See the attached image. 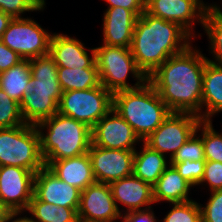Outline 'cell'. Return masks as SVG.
Returning a JSON list of instances; mask_svg holds the SVG:
<instances>
[{"label": "cell", "mask_w": 222, "mask_h": 222, "mask_svg": "<svg viewBox=\"0 0 222 222\" xmlns=\"http://www.w3.org/2000/svg\"><path fill=\"white\" fill-rule=\"evenodd\" d=\"M25 124L21 112L19 103L11 99L0 88V129L12 128Z\"/></svg>", "instance_id": "cell-29"}, {"label": "cell", "mask_w": 222, "mask_h": 222, "mask_svg": "<svg viewBox=\"0 0 222 222\" xmlns=\"http://www.w3.org/2000/svg\"><path fill=\"white\" fill-rule=\"evenodd\" d=\"M113 109L132 127L141 142L171 114L148 80L138 88L114 93Z\"/></svg>", "instance_id": "cell-4"}, {"label": "cell", "mask_w": 222, "mask_h": 222, "mask_svg": "<svg viewBox=\"0 0 222 222\" xmlns=\"http://www.w3.org/2000/svg\"><path fill=\"white\" fill-rule=\"evenodd\" d=\"M138 17L123 7H108L103 16V44L130 48Z\"/></svg>", "instance_id": "cell-19"}, {"label": "cell", "mask_w": 222, "mask_h": 222, "mask_svg": "<svg viewBox=\"0 0 222 222\" xmlns=\"http://www.w3.org/2000/svg\"><path fill=\"white\" fill-rule=\"evenodd\" d=\"M29 63L31 80L19 107L24 122L36 125L58 112L63 91L58 81V67L49 54L30 59Z\"/></svg>", "instance_id": "cell-3"}, {"label": "cell", "mask_w": 222, "mask_h": 222, "mask_svg": "<svg viewBox=\"0 0 222 222\" xmlns=\"http://www.w3.org/2000/svg\"><path fill=\"white\" fill-rule=\"evenodd\" d=\"M207 57L189 45L170 56L148 78L171 112L192 113L201 118L203 73Z\"/></svg>", "instance_id": "cell-1"}, {"label": "cell", "mask_w": 222, "mask_h": 222, "mask_svg": "<svg viewBox=\"0 0 222 222\" xmlns=\"http://www.w3.org/2000/svg\"><path fill=\"white\" fill-rule=\"evenodd\" d=\"M201 131L205 160L222 163V133L216 132L211 121L201 120L196 133Z\"/></svg>", "instance_id": "cell-28"}, {"label": "cell", "mask_w": 222, "mask_h": 222, "mask_svg": "<svg viewBox=\"0 0 222 222\" xmlns=\"http://www.w3.org/2000/svg\"><path fill=\"white\" fill-rule=\"evenodd\" d=\"M195 132L175 153L169 162H182L184 160H205L203 140Z\"/></svg>", "instance_id": "cell-31"}, {"label": "cell", "mask_w": 222, "mask_h": 222, "mask_svg": "<svg viewBox=\"0 0 222 222\" xmlns=\"http://www.w3.org/2000/svg\"><path fill=\"white\" fill-rule=\"evenodd\" d=\"M205 161H190L184 160L182 162H168L173 165L178 173L192 186L199 185L204 175Z\"/></svg>", "instance_id": "cell-33"}, {"label": "cell", "mask_w": 222, "mask_h": 222, "mask_svg": "<svg viewBox=\"0 0 222 222\" xmlns=\"http://www.w3.org/2000/svg\"><path fill=\"white\" fill-rule=\"evenodd\" d=\"M100 84L112 94L142 86L148 78L138 68L130 48L102 45L95 48ZM128 74L137 80L127 83Z\"/></svg>", "instance_id": "cell-6"}, {"label": "cell", "mask_w": 222, "mask_h": 222, "mask_svg": "<svg viewBox=\"0 0 222 222\" xmlns=\"http://www.w3.org/2000/svg\"><path fill=\"white\" fill-rule=\"evenodd\" d=\"M33 195L40 201L78 211L81 190L60 180L47 166L35 173Z\"/></svg>", "instance_id": "cell-16"}, {"label": "cell", "mask_w": 222, "mask_h": 222, "mask_svg": "<svg viewBox=\"0 0 222 222\" xmlns=\"http://www.w3.org/2000/svg\"><path fill=\"white\" fill-rule=\"evenodd\" d=\"M58 81L63 92L69 90H86L100 85L97 68L58 67Z\"/></svg>", "instance_id": "cell-26"}, {"label": "cell", "mask_w": 222, "mask_h": 222, "mask_svg": "<svg viewBox=\"0 0 222 222\" xmlns=\"http://www.w3.org/2000/svg\"><path fill=\"white\" fill-rule=\"evenodd\" d=\"M113 108V94L101 84L86 90L63 92L58 113L86 124L91 129Z\"/></svg>", "instance_id": "cell-8"}, {"label": "cell", "mask_w": 222, "mask_h": 222, "mask_svg": "<svg viewBox=\"0 0 222 222\" xmlns=\"http://www.w3.org/2000/svg\"><path fill=\"white\" fill-rule=\"evenodd\" d=\"M163 222H202L200 203L193 200L173 203V208L165 216Z\"/></svg>", "instance_id": "cell-30"}, {"label": "cell", "mask_w": 222, "mask_h": 222, "mask_svg": "<svg viewBox=\"0 0 222 222\" xmlns=\"http://www.w3.org/2000/svg\"><path fill=\"white\" fill-rule=\"evenodd\" d=\"M92 144L108 149L133 150L141 141L132 127L112 108L91 129Z\"/></svg>", "instance_id": "cell-15"}, {"label": "cell", "mask_w": 222, "mask_h": 222, "mask_svg": "<svg viewBox=\"0 0 222 222\" xmlns=\"http://www.w3.org/2000/svg\"><path fill=\"white\" fill-rule=\"evenodd\" d=\"M133 150L108 149L91 143L88 154L96 182L110 184L132 175Z\"/></svg>", "instance_id": "cell-13"}, {"label": "cell", "mask_w": 222, "mask_h": 222, "mask_svg": "<svg viewBox=\"0 0 222 222\" xmlns=\"http://www.w3.org/2000/svg\"><path fill=\"white\" fill-rule=\"evenodd\" d=\"M109 185L120 213L123 211H120L117 203L127 207L125 213L146 210L152 208L150 205L154 204L152 186L133 174L113 181Z\"/></svg>", "instance_id": "cell-18"}, {"label": "cell", "mask_w": 222, "mask_h": 222, "mask_svg": "<svg viewBox=\"0 0 222 222\" xmlns=\"http://www.w3.org/2000/svg\"><path fill=\"white\" fill-rule=\"evenodd\" d=\"M108 7H123L139 17L145 11L146 0H105Z\"/></svg>", "instance_id": "cell-37"}, {"label": "cell", "mask_w": 222, "mask_h": 222, "mask_svg": "<svg viewBox=\"0 0 222 222\" xmlns=\"http://www.w3.org/2000/svg\"><path fill=\"white\" fill-rule=\"evenodd\" d=\"M35 173L16 166L0 167V201L12 212L23 213L33 197Z\"/></svg>", "instance_id": "cell-11"}, {"label": "cell", "mask_w": 222, "mask_h": 222, "mask_svg": "<svg viewBox=\"0 0 222 222\" xmlns=\"http://www.w3.org/2000/svg\"><path fill=\"white\" fill-rule=\"evenodd\" d=\"M201 26L204 27L205 33L210 39V50L214 56V60L207 58V61L222 67V19L213 9H210Z\"/></svg>", "instance_id": "cell-27"}, {"label": "cell", "mask_w": 222, "mask_h": 222, "mask_svg": "<svg viewBox=\"0 0 222 222\" xmlns=\"http://www.w3.org/2000/svg\"><path fill=\"white\" fill-rule=\"evenodd\" d=\"M23 59L0 40V73L17 65Z\"/></svg>", "instance_id": "cell-36"}, {"label": "cell", "mask_w": 222, "mask_h": 222, "mask_svg": "<svg viewBox=\"0 0 222 222\" xmlns=\"http://www.w3.org/2000/svg\"><path fill=\"white\" fill-rule=\"evenodd\" d=\"M201 120L211 121V117L222 111V67L206 61L202 85Z\"/></svg>", "instance_id": "cell-22"}, {"label": "cell", "mask_w": 222, "mask_h": 222, "mask_svg": "<svg viewBox=\"0 0 222 222\" xmlns=\"http://www.w3.org/2000/svg\"><path fill=\"white\" fill-rule=\"evenodd\" d=\"M122 218L125 222H157L154 211L151 208L127 213L123 212Z\"/></svg>", "instance_id": "cell-38"}, {"label": "cell", "mask_w": 222, "mask_h": 222, "mask_svg": "<svg viewBox=\"0 0 222 222\" xmlns=\"http://www.w3.org/2000/svg\"><path fill=\"white\" fill-rule=\"evenodd\" d=\"M201 118L192 113L171 114L143 142L164 156L173 158L177 150L196 132Z\"/></svg>", "instance_id": "cell-10"}, {"label": "cell", "mask_w": 222, "mask_h": 222, "mask_svg": "<svg viewBox=\"0 0 222 222\" xmlns=\"http://www.w3.org/2000/svg\"><path fill=\"white\" fill-rule=\"evenodd\" d=\"M45 0H0V10L11 18H20L25 12L41 11Z\"/></svg>", "instance_id": "cell-32"}, {"label": "cell", "mask_w": 222, "mask_h": 222, "mask_svg": "<svg viewBox=\"0 0 222 222\" xmlns=\"http://www.w3.org/2000/svg\"><path fill=\"white\" fill-rule=\"evenodd\" d=\"M191 39L178 24L144 11L136 20L130 50L138 68L149 78L170 56L191 45Z\"/></svg>", "instance_id": "cell-2"}, {"label": "cell", "mask_w": 222, "mask_h": 222, "mask_svg": "<svg viewBox=\"0 0 222 222\" xmlns=\"http://www.w3.org/2000/svg\"><path fill=\"white\" fill-rule=\"evenodd\" d=\"M35 126L45 166L51 161L83 155L92 143L90 127L58 112Z\"/></svg>", "instance_id": "cell-5"}, {"label": "cell", "mask_w": 222, "mask_h": 222, "mask_svg": "<svg viewBox=\"0 0 222 222\" xmlns=\"http://www.w3.org/2000/svg\"><path fill=\"white\" fill-rule=\"evenodd\" d=\"M51 37L34 19L20 17L12 18L0 40L23 60H30L49 54Z\"/></svg>", "instance_id": "cell-9"}, {"label": "cell", "mask_w": 222, "mask_h": 222, "mask_svg": "<svg viewBox=\"0 0 222 222\" xmlns=\"http://www.w3.org/2000/svg\"><path fill=\"white\" fill-rule=\"evenodd\" d=\"M207 183L210 192L222 189V163L217 161H205V169L199 185Z\"/></svg>", "instance_id": "cell-35"}, {"label": "cell", "mask_w": 222, "mask_h": 222, "mask_svg": "<svg viewBox=\"0 0 222 222\" xmlns=\"http://www.w3.org/2000/svg\"><path fill=\"white\" fill-rule=\"evenodd\" d=\"M31 80L29 60H22L17 65L0 73V88L13 100L20 103L26 94V86Z\"/></svg>", "instance_id": "cell-24"}, {"label": "cell", "mask_w": 222, "mask_h": 222, "mask_svg": "<svg viewBox=\"0 0 222 222\" xmlns=\"http://www.w3.org/2000/svg\"><path fill=\"white\" fill-rule=\"evenodd\" d=\"M202 222H222V189L211 191L206 206H201Z\"/></svg>", "instance_id": "cell-34"}, {"label": "cell", "mask_w": 222, "mask_h": 222, "mask_svg": "<svg viewBox=\"0 0 222 222\" xmlns=\"http://www.w3.org/2000/svg\"><path fill=\"white\" fill-rule=\"evenodd\" d=\"M1 166H16L34 173L45 166L35 125L25 123L0 129Z\"/></svg>", "instance_id": "cell-7"}, {"label": "cell", "mask_w": 222, "mask_h": 222, "mask_svg": "<svg viewBox=\"0 0 222 222\" xmlns=\"http://www.w3.org/2000/svg\"><path fill=\"white\" fill-rule=\"evenodd\" d=\"M21 215L22 213H11L8 217H7V219H6V221L5 222H31L30 221V219H29V217H19V218H16L15 219V217H17L18 215ZM12 219H14V220H12Z\"/></svg>", "instance_id": "cell-40"}, {"label": "cell", "mask_w": 222, "mask_h": 222, "mask_svg": "<svg viewBox=\"0 0 222 222\" xmlns=\"http://www.w3.org/2000/svg\"><path fill=\"white\" fill-rule=\"evenodd\" d=\"M203 0H146L145 11L152 16L174 22L192 38L196 37L192 28L195 21L203 24L209 5ZM193 25V26H192ZM193 29V30H192Z\"/></svg>", "instance_id": "cell-12"}, {"label": "cell", "mask_w": 222, "mask_h": 222, "mask_svg": "<svg viewBox=\"0 0 222 222\" xmlns=\"http://www.w3.org/2000/svg\"><path fill=\"white\" fill-rule=\"evenodd\" d=\"M191 187L192 185L169 163V166L152 186L154 203L166 201L173 204L191 201L192 199H189L188 196Z\"/></svg>", "instance_id": "cell-21"}, {"label": "cell", "mask_w": 222, "mask_h": 222, "mask_svg": "<svg viewBox=\"0 0 222 222\" xmlns=\"http://www.w3.org/2000/svg\"><path fill=\"white\" fill-rule=\"evenodd\" d=\"M140 152L135 150L132 174L153 186L163 174L167 165L166 157L142 142Z\"/></svg>", "instance_id": "cell-23"}, {"label": "cell", "mask_w": 222, "mask_h": 222, "mask_svg": "<svg viewBox=\"0 0 222 222\" xmlns=\"http://www.w3.org/2000/svg\"><path fill=\"white\" fill-rule=\"evenodd\" d=\"M47 167L60 180L81 191L96 182L88 152L77 157L51 161Z\"/></svg>", "instance_id": "cell-20"}, {"label": "cell", "mask_w": 222, "mask_h": 222, "mask_svg": "<svg viewBox=\"0 0 222 222\" xmlns=\"http://www.w3.org/2000/svg\"><path fill=\"white\" fill-rule=\"evenodd\" d=\"M209 8L213 9L216 12V14L222 19V10L220 9L219 6H217L216 4L214 5L211 4L209 5Z\"/></svg>", "instance_id": "cell-42"}, {"label": "cell", "mask_w": 222, "mask_h": 222, "mask_svg": "<svg viewBox=\"0 0 222 222\" xmlns=\"http://www.w3.org/2000/svg\"><path fill=\"white\" fill-rule=\"evenodd\" d=\"M12 212L0 201V222H5Z\"/></svg>", "instance_id": "cell-41"}, {"label": "cell", "mask_w": 222, "mask_h": 222, "mask_svg": "<svg viewBox=\"0 0 222 222\" xmlns=\"http://www.w3.org/2000/svg\"><path fill=\"white\" fill-rule=\"evenodd\" d=\"M27 211L32 216L29 217L31 222H79L76 209L46 203L34 195Z\"/></svg>", "instance_id": "cell-25"}, {"label": "cell", "mask_w": 222, "mask_h": 222, "mask_svg": "<svg viewBox=\"0 0 222 222\" xmlns=\"http://www.w3.org/2000/svg\"><path fill=\"white\" fill-rule=\"evenodd\" d=\"M12 18L0 10V39Z\"/></svg>", "instance_id": "cell-39"}, {"label": "cell", "mask_w": 222, "mask_h": 222, "mask_svg": "<svg viewBox=\"0 0 222 222\" xmlns=\"http://www.w3.org/2000/svg\"><path fill=\"white\" fill-rule=\"evenodd\" d=\"M122 218L110 185L95 182L81 191L78 209L79 222H115Z\"/></svg>", "instance_id": "cell-14"}, {"label": "cell", "mask_w": 222, "mask_h": 222, "mask_svg": "<svg viewBox=\"0 0 222 222\" xmlns=\"http://www.w3.org/2000/svg\"><path fill=\"white\" fill-rule=\"evenodd\" d=\"M49 55L57 67L69 69L97 68L95 48H91L89 57L85 46L79 39L64 34L53 33L50 40Z\"/></svg>", "instance_id": "cell-17"}]
</instances>
